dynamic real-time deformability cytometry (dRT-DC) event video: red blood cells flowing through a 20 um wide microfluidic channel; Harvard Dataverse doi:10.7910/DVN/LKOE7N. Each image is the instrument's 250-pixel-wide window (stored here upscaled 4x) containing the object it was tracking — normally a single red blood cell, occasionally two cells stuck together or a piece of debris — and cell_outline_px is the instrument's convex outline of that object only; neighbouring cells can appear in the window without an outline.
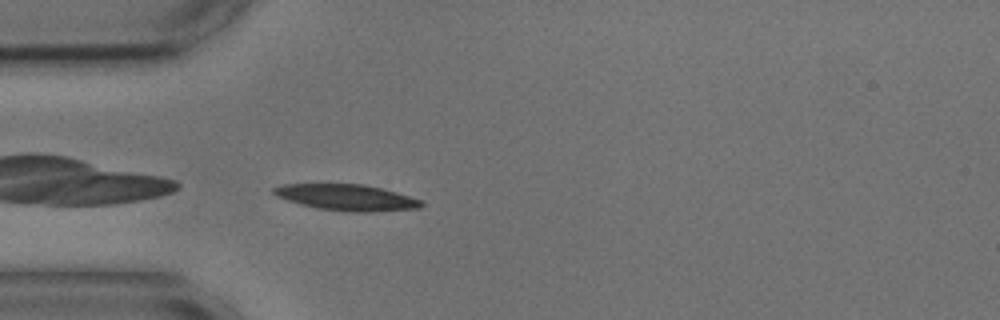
{"species": "common noctule bat (a hibernating species)", "species_latin": "Nyctalus noctula", "temperature_condition": "cold", "stored_images_in_passage": 6, "camera_frame_rate_fps": 3000, "um_per_image_px": 0.085, "animal": {"sex": "male", "body_mass_g": 17.9, "forearm_length_mm": 54.2}, "frame": {"image": 1, "passage_image": 1, "time_ms": 0.0, "image_size_px": [1000, 320], "cell_outline_px": [[424, 204], [420, 208], [372, 212], [348, 212], [316, 208], [300, 204], [276, 196], [272, 192], [272, 188], [280, 184], [364, 184], [396, 192], [420, 200]], "centroid_in_image_um": [29.43, 16.78], "position_along_channel_um": 55.6, "area_um2": 22.48}}